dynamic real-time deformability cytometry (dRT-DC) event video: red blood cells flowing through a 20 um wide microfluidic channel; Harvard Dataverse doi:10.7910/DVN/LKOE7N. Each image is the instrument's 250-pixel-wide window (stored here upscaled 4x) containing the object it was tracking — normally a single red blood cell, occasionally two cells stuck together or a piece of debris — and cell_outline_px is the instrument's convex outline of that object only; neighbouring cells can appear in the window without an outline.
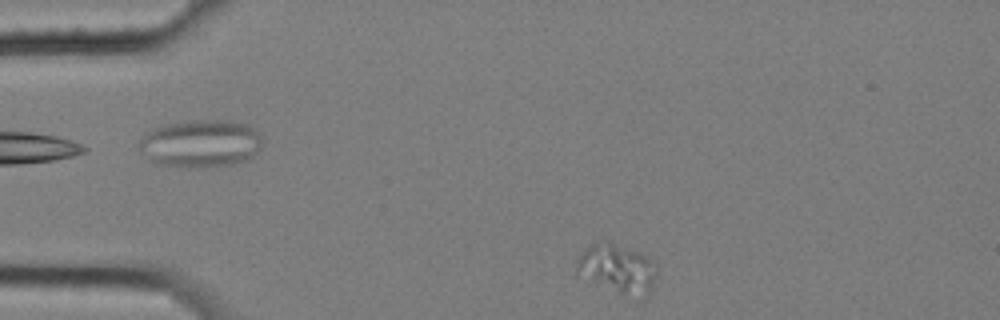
{"species": "common noctule bat (a hibernating species)", "species_latin": "Nyctalus noctula", "temperature_condition": "cold", "stored_images_in_passage": 4, "camera_frame_rate_fps": 3000, "um_per_image_px": 0.085, "animal": {"sex": "female", "body_mass_g": 25.1}, "frame": {"image": 1, "passage_image": 4, "time_ms": 1.0, "image_size_px": [1000, 320], "cell_outline_px": [[656, 276], [652, 288], [644, 300], [636, 304], [632, 304], [576, 272], [576, 264], [580, 256], [592, 244], [608, 240], [612, 240], [640, 252], [648, 256], [652, 260], [656, 268]], "centroid_in_image_um": [52.57, 22.95], "position_along_channel_um": 32.4, "area_um2": 24.28}}